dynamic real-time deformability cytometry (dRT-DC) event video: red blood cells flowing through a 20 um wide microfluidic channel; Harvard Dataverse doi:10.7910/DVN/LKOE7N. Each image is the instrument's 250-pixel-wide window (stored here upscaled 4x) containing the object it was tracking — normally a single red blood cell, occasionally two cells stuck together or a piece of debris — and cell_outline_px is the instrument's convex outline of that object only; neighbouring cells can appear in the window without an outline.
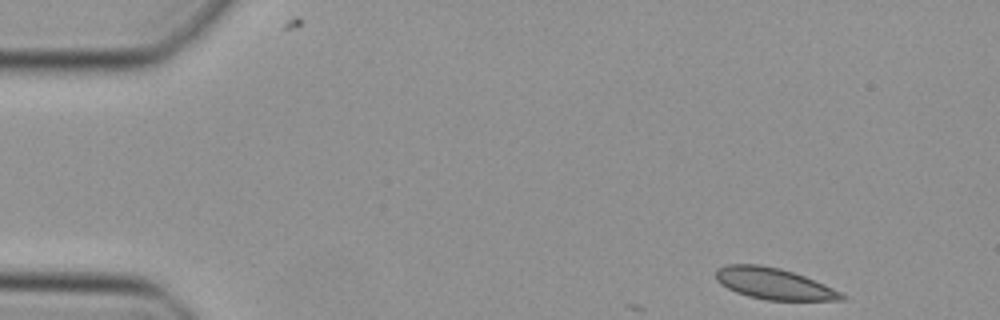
{"species": "Egyptian fruit bat (a non-hibernating species)", "species_latin": "Rousettus aegyptiacus", "temperature_condition": "cold", "stored_images_in_passage": 6, "camera_frame_rate_fps": 3000, "um_per_image_px": 0.085, "animal": {"sex": "female"}, "frame": {"image": 1, "passage_image": 1, "time_ms": 0.0, "image_size_px": [1000, 320], "cell_outline_px": [[848, 296], [844, 300], [768, 300], [748, 296], [736, 292], [720, 284], [716, 280], [716, 268], [728, 264], [760, 264], [780, 268], [804, 276], [824, 284]], "centroid_in_image_um": [65.76, 24.11], "position_along_channel_um": 19.2, "area_um2": 22.89}}